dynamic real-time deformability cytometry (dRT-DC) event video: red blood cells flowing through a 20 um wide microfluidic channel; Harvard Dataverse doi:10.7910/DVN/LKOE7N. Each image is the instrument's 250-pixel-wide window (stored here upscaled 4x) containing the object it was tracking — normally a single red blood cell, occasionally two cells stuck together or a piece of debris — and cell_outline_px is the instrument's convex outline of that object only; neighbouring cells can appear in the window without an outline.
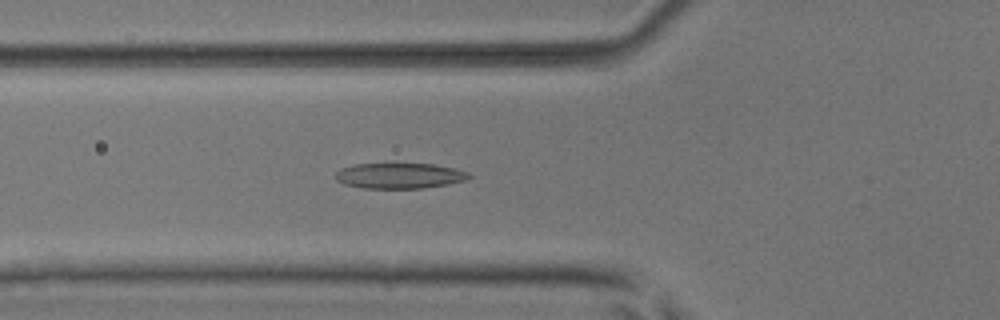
{"species": "common noctule bat (a hibernating species)", "species_latin": "Nyctalus noctula", "temperature_condition": "room temperature", "stored_images_in_passage": 50, "camera_frame_rate_fps": 3000, "um_per_image_px": 0.085, "animal": {"sex": "male", "body_mass_g": 17.9, "forearm_length_mm": 54.2}, "frame": {"image": 1, "passage_image": 18, "time_ms": 5.667, "image_size_px": [1000, 320], "cell_outline_px": [[472, 176], [468, 180], [448, 184], [424, 188], [360, 188], [344, 184], [336, 180], [332, 176], [340, 168], [356, 164], [436, 164], [456, 168], [468, 172]], "centroid_in_image_um": [33.96, 14.94], "position_along_channel_um": 91.8, "area_um2": 20.11}}
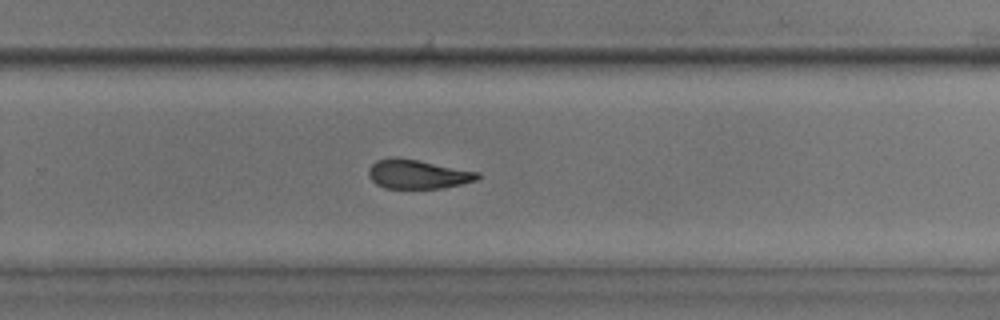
{"frame": {"image": 2, "passage_image": 33, "time_ms": 10.667, "image_size_px": [1000, 320], "cell_outline_px": [[480, 176], [476, 180], [460, 184], [440, 188], [384, 188], [376, 184], [368, 176], [368, 168], [376, 160], [420, 160], [480, 172]], "centroid_in_image_um": [35.53, 14.83], "position_along_channel_um": 294.3, "area_um2": 17.98}}
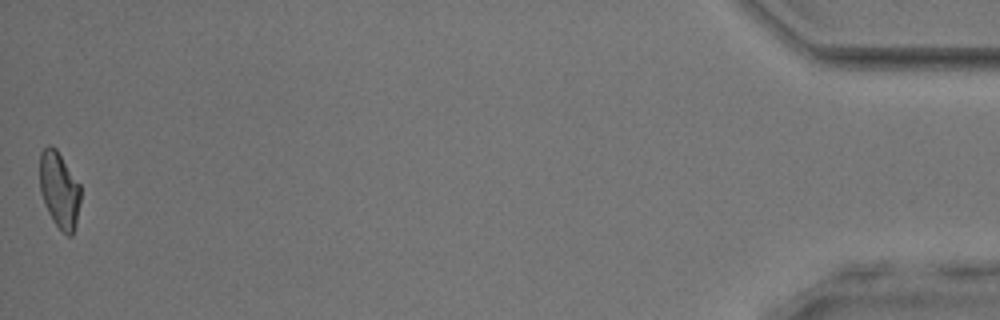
{"frame": {"image": 3, "passage_image": 50, "time_ms": 16.333, "image_size_px": [1000, 320], "cell_outline_px": [[80, 200], [76, 224], [72, 236], [68, 236], [52, 220], [44, 204], [40, 192], [40, 152], [48, 144], [52, 144], [56, 148], [80, 184]], "centroid_in_image_um": [5.03, 16.12], "position_along_channel_um": 430.2, "area_um2": 18.21}, "authors_computed_cell_mechanics": {"area_um2": 19.6231, "velocity_mm_per_s": 4.0606, "shape_relaxation_time_tau1_ms": null, "shape_relaxation_time_tau2_ms": 2.0876, "deformation_change_tau1": null, "deformation_change_tau2": 0.0951}}